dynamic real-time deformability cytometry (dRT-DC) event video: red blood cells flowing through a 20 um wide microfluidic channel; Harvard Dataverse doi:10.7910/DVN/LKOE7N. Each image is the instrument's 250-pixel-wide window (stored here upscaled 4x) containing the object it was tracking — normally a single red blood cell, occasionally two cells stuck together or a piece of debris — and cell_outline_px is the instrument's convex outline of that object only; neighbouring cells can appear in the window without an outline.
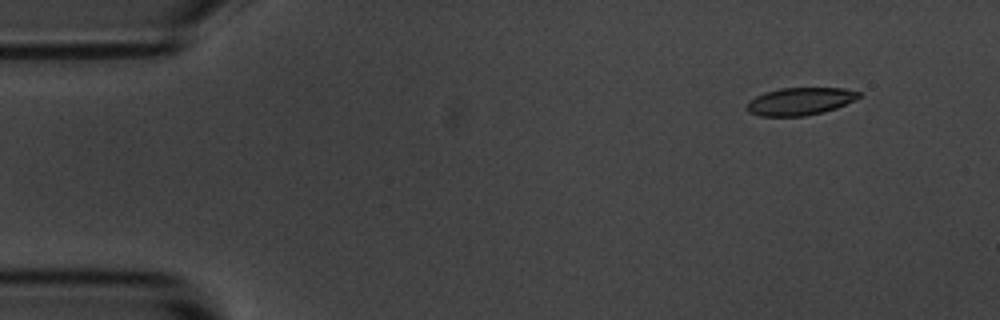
{"species": "common noctule bat (a hibernating species)", "species_latin": "Nyctalus noctula", "temperature_condition": "room temperature", "stored_images_in_passage": 6, "camera_frame_rate_fps": 3000, "um_per_image_px": 0.085, "animal": {"sex": "male", "body_mass_g": 20.1, "forearm_length_mm": 53.5}, "frame": {"image": 1, "passage_image": 2, "time_ms": 1.333, "image_size_px": [1000, 320], "cell_outline_px": [[860, 96], [836, 108], [824, 112], [804, 116], [760, 116], [748, 112], [744, 104], [748, 100], [764, 92], [780, 88], [844, 88], [860, 92]], "centroid_in_image_um": [67.93, 8.61], "position_along_channel_um": 17.1, "area_um2": 18.03}}
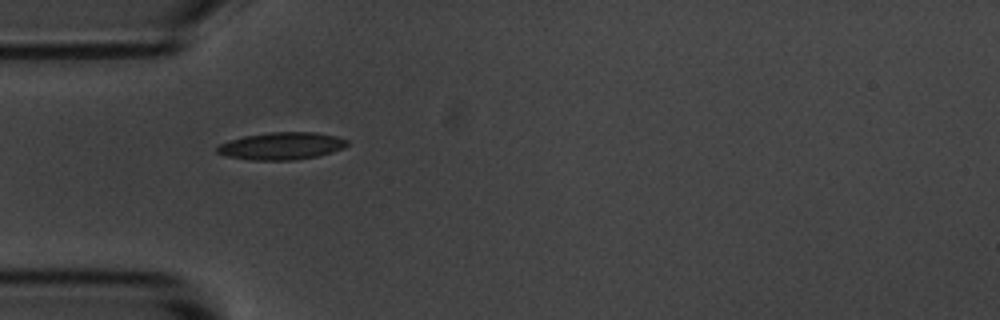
{"frame": {"image": 2, "passage_image": 5, "time_ms": 5.0, "image_size_px": [1000, 320], "cell_outline_px": [[348, 144], [344, 148], [332, 152], [316, 156], [292, 160], [252, 160], [224, 156], [216, 152], [216, 148], [220, 144], [228, 140], [244, 136], [268, 132], [316, 132], [336, 136], [348, 140]], "centroid_in_image_um": [23.91, 12.4], "position_along_channel_um": 61.1, "area_um2": 20.81}}